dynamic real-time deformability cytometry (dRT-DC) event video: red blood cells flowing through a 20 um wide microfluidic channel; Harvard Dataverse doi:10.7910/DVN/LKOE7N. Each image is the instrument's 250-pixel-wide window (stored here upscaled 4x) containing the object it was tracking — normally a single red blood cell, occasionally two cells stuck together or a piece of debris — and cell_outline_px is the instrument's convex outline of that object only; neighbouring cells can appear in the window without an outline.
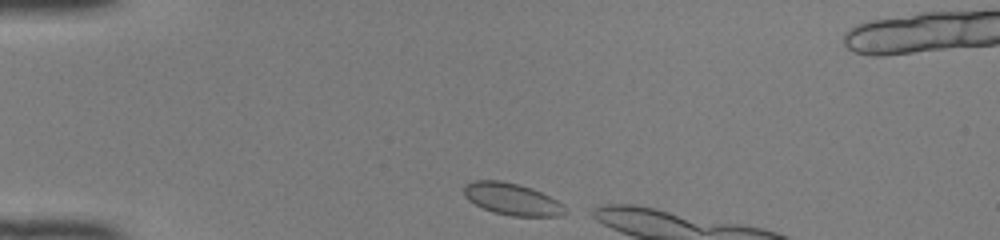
{"species": "common noctule bat (a hibernating species)", "species_latin": "Nyctalus noctula", "temperature_condition": "room temperature", "stored_images_in_passage": 7, "camera_frame_rate_fps": 3000, "um_per_image_px": 0.085, "animal": {"sex": "female", "body_mass_g": 22.0, "forearm_length_mm": 56.7}, "frame": {"image": 1, "passage_image": 1, "time_ms": 0.0, "image_size_px": [1000, 240], "cell_outline_px": [[568, 212], [560, 216], [512, 216], [492, 212], [468, 200], [464, 196], [464, 184], [472, 180], [500, 180], [520, 184], [532, 188], [564, 204]], "centroid_in_image_um": [43.52, 16.92], "position_along_channel_um": 41.5, "area_um2": 18.96}}